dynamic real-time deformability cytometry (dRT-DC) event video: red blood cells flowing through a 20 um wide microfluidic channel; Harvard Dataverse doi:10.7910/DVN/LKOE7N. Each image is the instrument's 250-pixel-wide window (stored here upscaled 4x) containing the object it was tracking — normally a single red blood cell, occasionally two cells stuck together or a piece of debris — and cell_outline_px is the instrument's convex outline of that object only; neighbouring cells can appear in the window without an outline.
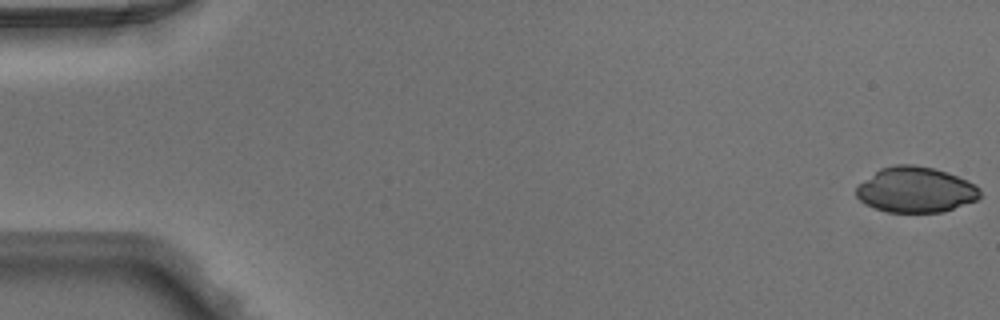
{"species": "Egyptian fruit bat (a non-hibernating species)", "species_latin": "Rousettus aegyptiacus", "temperature_condition": "warm", "stored_images_in_passage": 49, "camera_frame_rate_fps": 3000, "um_per_image_px": 0.085, "animal": {"sex": "male"}, "frame": {"image": 1, "passage_image": 1, "time_ms": 0.0, "image_size_px": [1000, 320], "cell_outline_px": [[980, 196], [976, 200], [944, 212], [888, 212], [876, 208], [860, 200], [856, 196], [856, 188], [860, 184], [880, 168], [896, 164], [916, 164], [948, 172], [968, 180], [980, 188]], "centroid_in_image_um": [77.86, 16.12], "position_along_channel_um": 7.1, "area_um2": 32.71}}
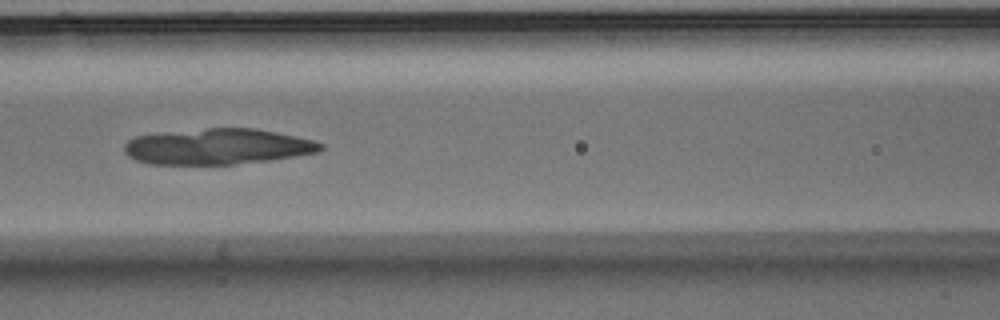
{"frame": {"image": 2, "passage_image": 22, "time_ms": 7.0, "image_size_px": [1000, 320], "cell_outline_px": [[324, 148], [320, 152], [268, 160], [232, 164], [148, 164], [136, 160], [128, 156], [124, 152], [124, 144], [128, 140], [136, 136], [168, 132], [208, 128], [256, 128], [296, 136], [312, 140], [324, 144]], "centroid_in_image_um": [18.5, 12.46], "position_along_channel_um": 148.1, "area_um2": 40.81}}
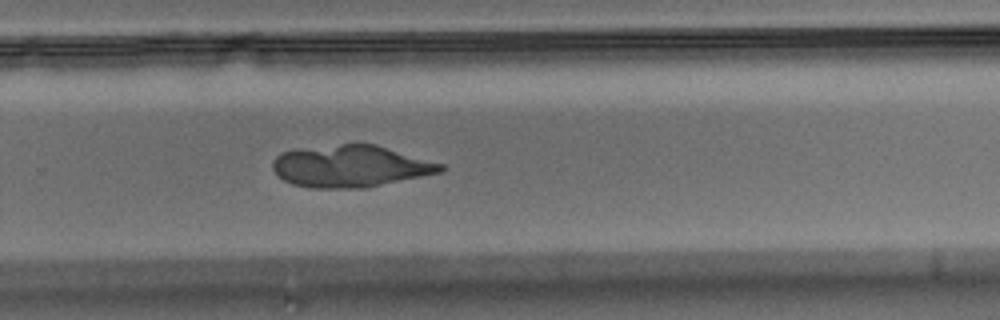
{"frame": {"image": 3, "passage_image": 33, "time_ms": 10.667, "image_size_px": [1000, 320], "cell_outline_px": [[448, 168], [440, 172], [364, 188], [312, 188], [292, 184], [284, 180], [272, 168], [272, 160], [280, 152], [300, 148], [356, 140], [376, 144], [444, 164]], "centroid_in_image_um": [29.78, 14.08], "position_along_channel_um": 300.0, "area_um2": 41.85}}